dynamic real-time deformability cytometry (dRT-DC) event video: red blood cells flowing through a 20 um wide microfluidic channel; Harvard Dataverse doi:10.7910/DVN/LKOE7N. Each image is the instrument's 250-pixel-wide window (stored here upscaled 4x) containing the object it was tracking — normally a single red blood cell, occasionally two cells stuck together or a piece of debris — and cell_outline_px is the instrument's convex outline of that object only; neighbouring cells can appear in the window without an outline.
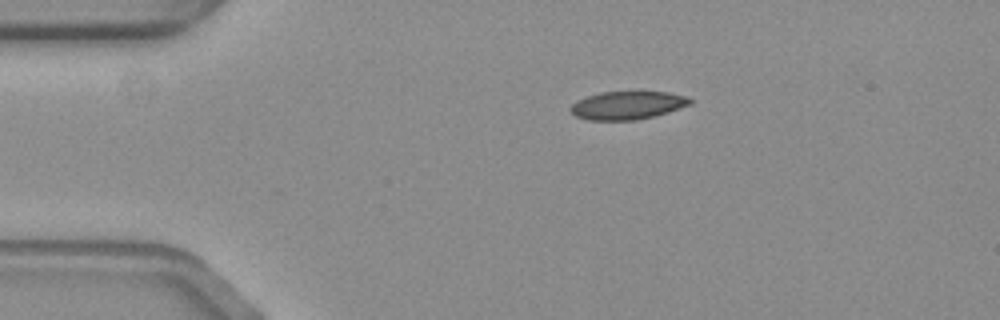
{"species": "common noctule bat (a hibernating species)", "species_latin": "Nyctalus noctula", "temperature_condition": "warm", "stored_images_in_passage": 3, "camera_frame_rate_fps": 3000, "um_per_image_px": 0.085, "animal": {"sex": "female", "body_mass_g": 19.3, "forearm_length_mm": 54.1}, "frame": {"image": 1, "passage_image": 1, "time_ms": 0.0, "image_size_px": [1000, 320], "cell_outline_px": [[692, 104], [668, 112], [636, 120], [588, 120], [576, 116], [572, 112], [572, 104], [588, 96], [600, 92], [668, 92], [688, 96], [692, 100]], "centroid_in_image_um": [53.39, 8.95], "position_along_channel_um": 31.6, "area_um2": 19.36}}